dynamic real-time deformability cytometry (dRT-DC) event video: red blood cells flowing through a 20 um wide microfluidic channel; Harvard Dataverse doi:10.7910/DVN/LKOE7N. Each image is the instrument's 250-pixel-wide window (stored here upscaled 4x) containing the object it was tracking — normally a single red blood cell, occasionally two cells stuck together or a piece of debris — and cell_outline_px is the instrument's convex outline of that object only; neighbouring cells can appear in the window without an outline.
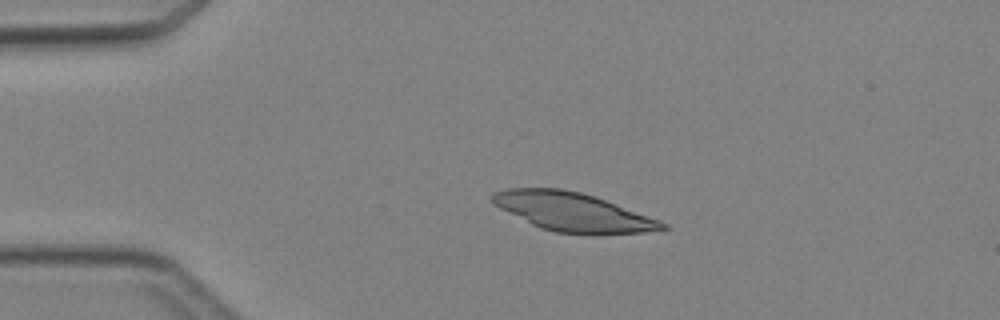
{"species": "Egyptian fruit bat (a non-hibernating species)", "species_latin": "Rousettus aegyptiacus", "temperature_condition": "cold", "stored_images_in_passage": 4, "camera_frame_rate_fps": 3000, "um_per_image_px": 0.085, "animal": {"sex": "female"}, "frame": {"image": 1, "passage_image": 3, "time_ms": 2.333, "image_size_px": [1000, 320], "cell_outline_px": [[672, 228], [644, 232], [596, 236], [592, 236], [556, 232], [540, 228], [492, 204], [488, 200], [488, 196], [492, 192], [508, 188], [560, 188], [580, 192], [616, 204], [660, 220], [668, 224]], "centroid_in_image_um": [48.69, 18.04], "position_along_channel_um": 36.3, "area_um2": 38.78}}